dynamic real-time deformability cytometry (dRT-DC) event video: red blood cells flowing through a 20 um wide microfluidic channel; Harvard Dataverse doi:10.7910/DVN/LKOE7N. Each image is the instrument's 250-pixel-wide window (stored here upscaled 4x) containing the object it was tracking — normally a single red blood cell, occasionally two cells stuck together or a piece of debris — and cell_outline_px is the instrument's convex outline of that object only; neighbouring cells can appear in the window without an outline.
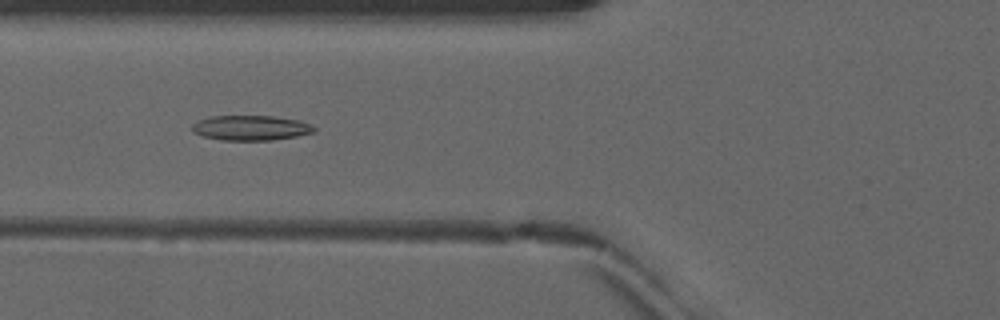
{"species": "common noctule bat (a hibernating species)", "species_latin": "Nyctalus noctula", "temperature_condition": "warm", "stored_images_in_passage": 51, "camera_frame_rate_fps": 3000, "um_per_image_px": 0.085, "animal": {"sex": "male", "forearm_length_mm": 52.5}, "frame": {"image": 1, "passage_image": 21, "time_ms": 6.667, "image_size_px": [1000, 320], "cell_outline_px": [[316, 128], [312, 132], [296, 136], [272, 140], [220, 140], [200, 136], [192, 132], [192, 124], [196, 120], [212, 116], [272, 116], [296, 120], [312, 124]], "centroid_in_image_um": [21.24, 10.87], "position_along_channel_um": 104.6, "area_um2": 17.8}}
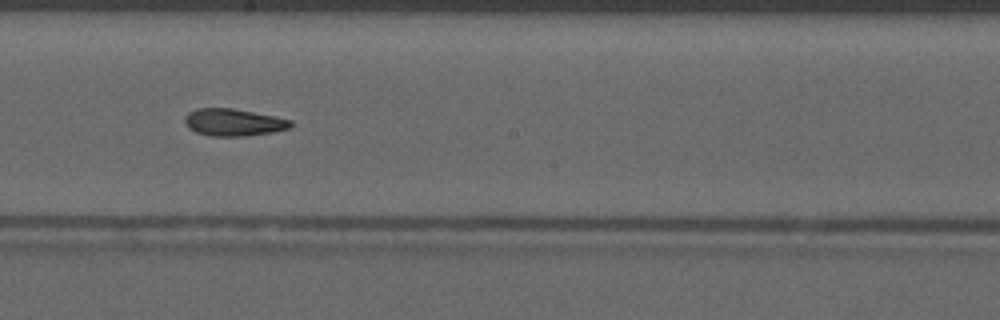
{"frame": {"image": 2, "passage_image": 30, "time_ms": 9.667, "image_size_px": [1000, 320], "cell_outline_px": [[292, 128], [272, 132], [244, 136], [212, 136], [196, 132], [188, 128], [184, 124], [184, 116], [188, 112], [196, 108], [232, 108], [292, 120]], "centroid_in_image_um": [19.81, 10.4], "position_along_channel_um": 228.4, "area_um2": 16.82}}
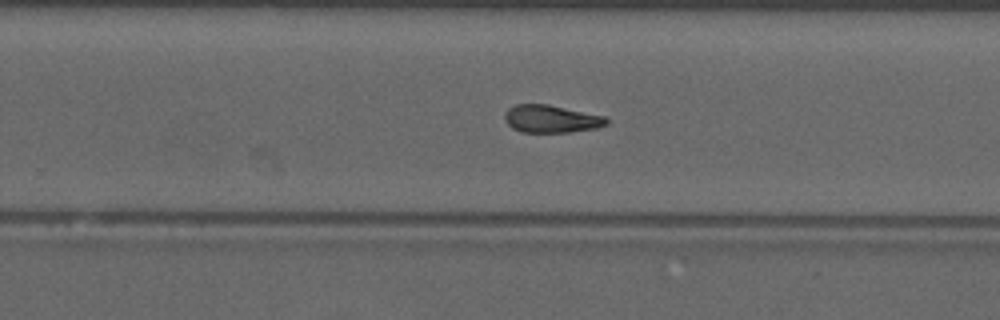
{"frame": {"image": 3, "passage_image": 34, "time_ms": 11.0, "image_size_px": [1000, 320], "cell_outline_px": [[608, 124], [596, 128], [572, 132], [520, 132], [512, 128], [504, 120], [504, 116], [508, 108], [516, 104], [548, 104], [604, 116], [608, 120]], "centroid_in_image_um": [46.83, 10.11], "position_along_channel_um": 283.0, "area_um2": 16.42}, "authors_computed_cell_mechanics": {"area_um2": 16.9354, "velocity_mm_per_s": 4.1398, "shape_relaxation_time_tau1_ms": null, "shape_relaxation_time_tau2_ms": 4.2797, "deformation_change_tau1": null, "deformation_change_tau2": 0.1213}}